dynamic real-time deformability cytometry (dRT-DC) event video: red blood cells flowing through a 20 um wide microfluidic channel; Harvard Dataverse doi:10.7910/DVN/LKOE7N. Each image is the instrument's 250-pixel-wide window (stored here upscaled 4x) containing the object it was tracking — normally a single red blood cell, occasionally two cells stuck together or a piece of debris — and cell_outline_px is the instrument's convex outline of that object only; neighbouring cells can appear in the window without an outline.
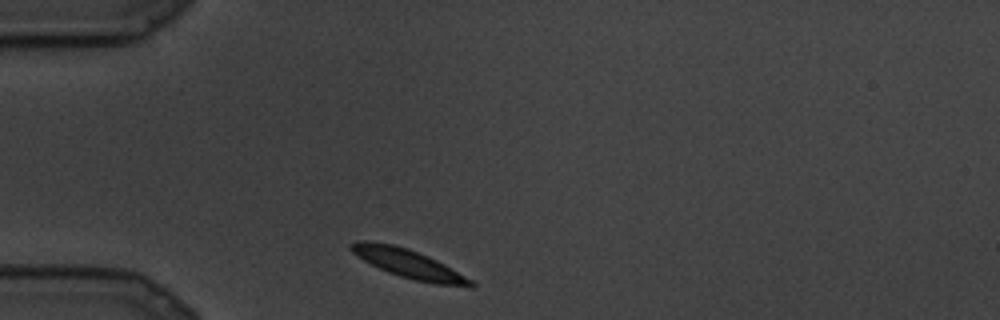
{"species": "common noctule bat (a hibernating species)", "species_latin": "Nyctalus noctula", "temperature_condition": "cold", "stored_images_in_passage": 10, "camera_frame_rate_fps": 3000, "um_per_image_px": 0.085, "animal": {"sex": "male", "body_mass_g": 19.5, "forearm_length_mm": 54.6}, "frame": {"image": 1, "passage_image": 1, "time_ms": 0.0, "image_size_px": [1000, 320], "cell_outline_px": [[476, 284], [472, 288], [468, 288], [436, 284], [416, 280], [400, 276], [388, 272], [356, 256], [348, 248], [348, 244], [356, 240], [368, 240], [396, 244], [408, 248], [428, 256], [444, 264], [472, 280]], "centroid_in_image_um": [34.71, 22.4], "position_along_channel_um": 50.3, "area_um2": 20.23}}
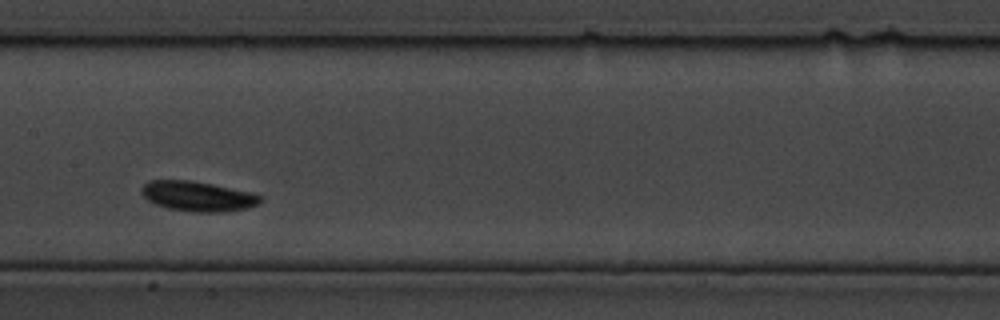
{"frame": {"image": 2, "passage_image": 7, "time_ms": 2.0, "image_size_px": [1000, 320], "cell_outline_px": [[264, 200], [256, 204], [244, 208], [224, 212], [192, 212], [168, 208], [156, 204], [148, 200], [140, 192], [140, 188], [148, 180], [188, 180], [212, 184], [252, 192], [260, 196]], "centroid_in_image_um": [16.78, 16.67], "position_along_channel_um": 190.6, "area_um2": 20.69}}
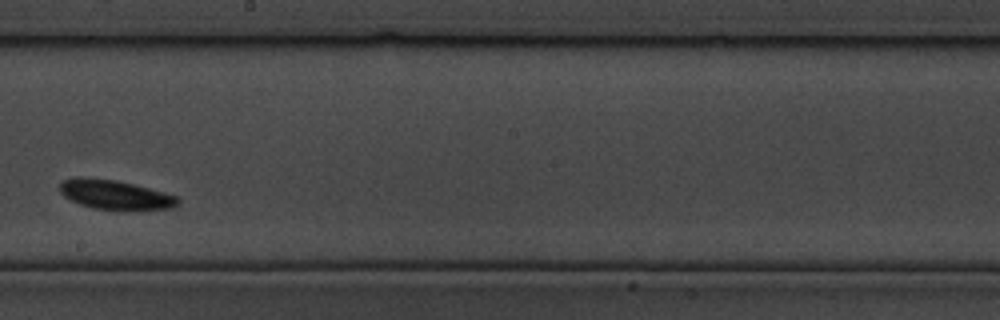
{"frame": {"image": 3, "passage_image": 9, "time_ms": 2.667, "image_size_px": [1000, 320], "cell_outline_px": [[180, 204], [172, 208], [128, 212], [120, 212], [92, 208], [80, 204], [64, 196], [60, 192], [60, 184], [64, 180], [72, 176], [88, 176], [116, 180], [164, 192], [176, 196], [180, 200]], "centroid_in_image_um": [9.8, 16.58], "position_along_channel_um": 238.4, "area_um2": 21.04}}